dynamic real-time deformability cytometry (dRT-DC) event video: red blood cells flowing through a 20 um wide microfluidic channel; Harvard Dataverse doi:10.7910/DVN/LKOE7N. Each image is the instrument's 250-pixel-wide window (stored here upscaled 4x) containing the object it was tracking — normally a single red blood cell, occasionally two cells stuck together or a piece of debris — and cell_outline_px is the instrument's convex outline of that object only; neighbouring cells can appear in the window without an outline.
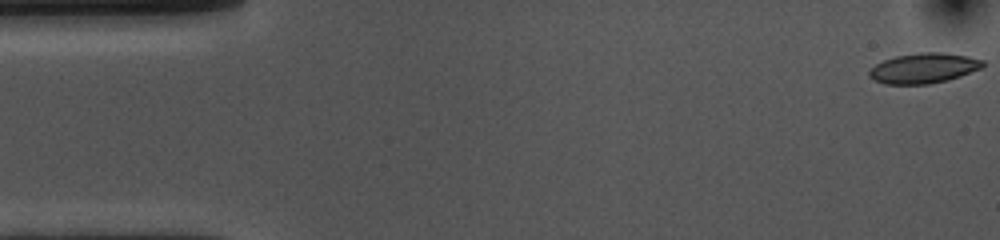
{"species": "common noctule bat (a hibernating species)", "species_latin": "Nyctalus noctula", "temperature_condition": "cold", "stored_images_in_passage": 55, "camera_frame_rate_fps": 3000, "um_per_image_px": 0.085, "animal": {"sex": "female", "body_mass_g": 10.0, "forearm_length_mm": 53.1}, "frame": {"image": 1, "passage_image": 1, "time_ms": 0.0, "image_size_px": [1000, 240], "cell_outline_px": [[984, 64], [980, 68], [960, 76], [948, 80], [928, 84], [884, 84], [868, 76], [868, 72], [876, 64], [884, 60], [896, 56], [920, 52], [944, 52], [968, 56], [984, 60]], "centroid_in_image_um": [78.51, 5.79], "position_along_channel_um": 6.5, "area_um2": 19.88}}
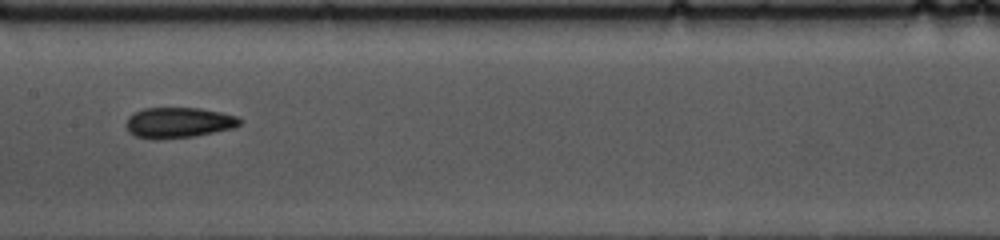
{"frame": {"image": 2, "passage_image": 26, "time_ms": 8.333, "image_size_px": [1000, 240], "cell_outline_px": [[244, 120], [236, 128], [192, 136], [156, 140], [136, 136], [128, 132], [128, 116], [144, 108], [200, 108], [220, 112], [236, 116]], "centroid_in_image_um": [15.22, 10.42], "position_along_channel_um": 192.2, "area_um2": 20.17}}
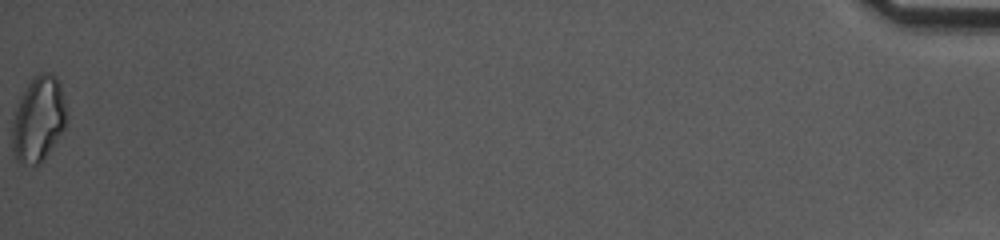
{"frame": {"image": 3, "passage_image": 55, "time_ms": 18.0, "image_size_px": [1000, 240], "cell_outline_px": [[64, 128], [52, 148], [40, 164], [20, 164], [12, 156], [12, 120], [20, 96], [32, 76], [40, 72], [52, 72], [56, 76], [60, 84], [64, 100]], "centroid_in_image_um": [3.22, 10.12], "position_along_channel_um": 432.0, "area_um2": 27.11}, "authors_computed_cell_mechanics": {"area_um2": 19.941, "velocity_mm_per_s": 3.5914, "shape_relaxation_time_tau1_ms": 4.8378, "shape_relaxation_time_tau2_ms": 2.8529, "deformation_change_tau1": 0.1372, "deformation_change_tau2": 0.0939}}